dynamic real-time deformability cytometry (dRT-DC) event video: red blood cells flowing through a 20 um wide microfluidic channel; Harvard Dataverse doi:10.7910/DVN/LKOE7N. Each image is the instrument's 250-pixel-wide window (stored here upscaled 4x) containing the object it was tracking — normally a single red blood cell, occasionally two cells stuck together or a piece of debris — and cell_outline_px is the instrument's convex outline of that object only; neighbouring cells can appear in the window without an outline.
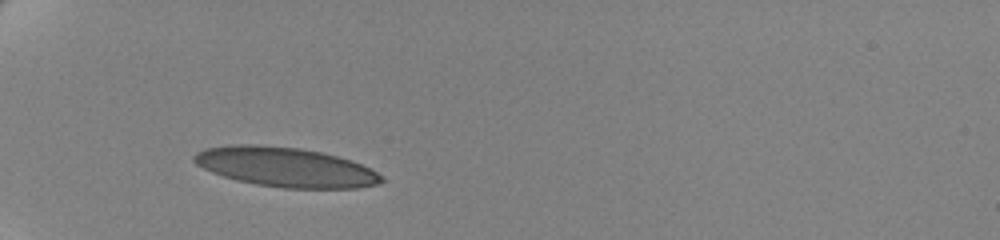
{"species": "human", "species_latin": "Homo sapiens", "temperature_condition": "cold", "stored_images_in_passage": 36, "camera_frame_rate_fps": 3000, "um_per_image_px": 0.085, "donor": {"sex": "female"}, "frame": {"image": 1, "passage_image": 1, "time_ms": 0.0, "image_size_px": [1000, 240], "cell_outline_px": [[384, 180], [380, 184], [356, 188], [280, 188], [256, 184], [236, 180], [212, 172], [196, 164], [192, 160], [192, 156], [196, 152], [204, 148], [232, 144], [256, 144], [300, 148], [320, 152], [336, 156], [360, 164], [384, 176]], "centroid_in_image_um": [24.23, 14.2], "position_along_channel_um": 60.8, "area_um2": 43.18}}
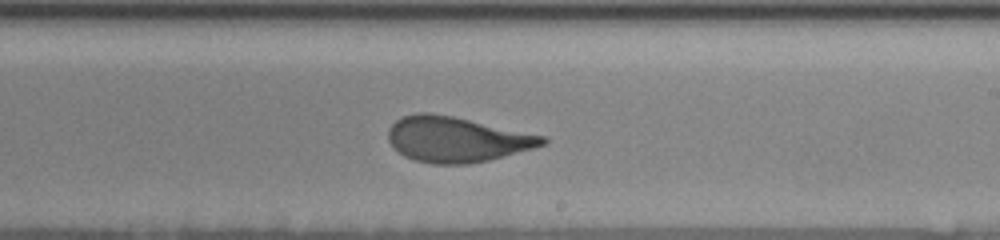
{"frame": {"image": 2, "passage_image": 19, "time_ms": 6.0, "image_size_px": [1000, 240], "cell_outline_px": [[548, 140], [544, 144], [532, 148], [504, 156], [488, 160], [464, 164], [432, 164], [416, 160], [404, 156], [388, 140], [388, 128], [396, 120], [404, 116], [416, 112], [428, 112], [452, 116], [544, 136]], "centroid_in_image_um": [38.77, 11.84], "position_along_channel_um": 250.2, "area_um2": 40.23}}
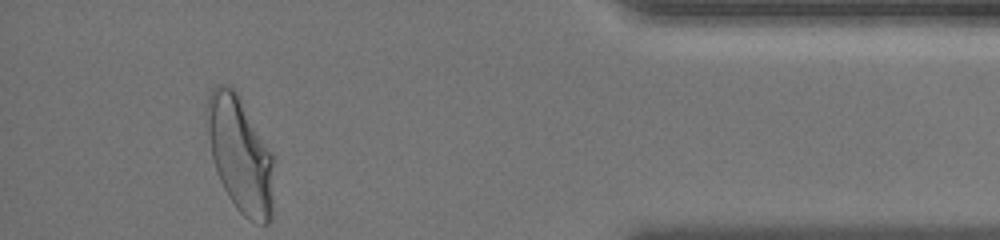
{"frame": {"image": 3, "passage_image": 36, "time_ms": 11.667, "image_size_px": [1000, 240], "cell_outline_px": [[272, 220], [268, 224], [264, 224], [248, 220], [236, 208], [228, 196], [216, 172], [212, 160], [204, 116], [204, 108], [208, 96], [212, 88], [220, 84], [224, 84], [232, 88], [236, 92], [272, 152]], "centroid_in_image_um": [20.36, 13.13], "position_along_channel_um": 414.8, "area_um2": 45.2}, "authors_computed_cell_mechanics": {"area_um2": 41.4137, "velocity_mm_per_s": 3.48, "shape_relaxation_time_tau1_ms": 5.3298, "shape_relaxation_time_tau2_ms": 0.7878, "deformation_change_tau1": 0.2059, "deformation_change_tau2": 0.0857}}